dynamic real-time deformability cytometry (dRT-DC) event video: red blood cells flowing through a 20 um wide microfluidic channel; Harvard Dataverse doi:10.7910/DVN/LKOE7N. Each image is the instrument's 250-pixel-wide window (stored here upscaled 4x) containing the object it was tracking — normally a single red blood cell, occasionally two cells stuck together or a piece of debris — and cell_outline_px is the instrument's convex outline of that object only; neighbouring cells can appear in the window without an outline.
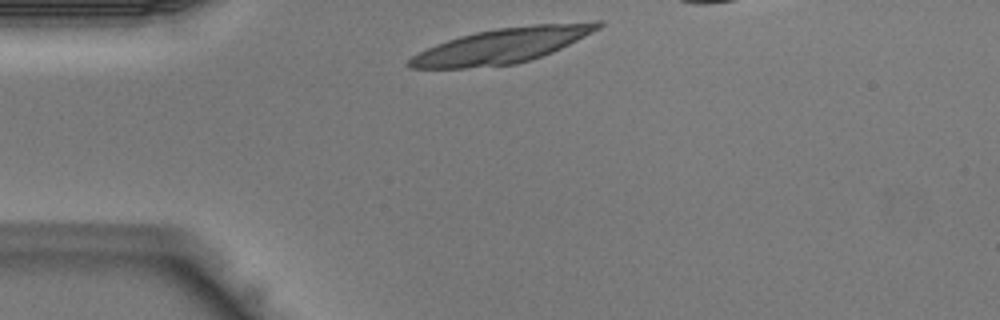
{"species": "Egyptian fruit bat (a non-hibernating species)", "species_latin": "Rousettus aegyptiacus", "temperature_condition": "warm", "stored_images_in_passage": 26, "camera_frame_rate_fps": 3000, "um_per_image_px": 0.085, "animal": {"sex": "male"}, "frame": {"image": 1, "passage_image": 1, "time_ms": 0.0, "image_size_px": [1000, 320], "cell_outline_px": [[604, 24], [600, 28], [552, 52], [516, 64], [464, 68], [408, 68], [404, 64], [412, 56], [436, 44], [460, 36], [476, 32], [500, 28], [536, 24], [596, 20], [604, 20]], "centroid_in_image_um": [42.69, 3.87], "position_along_channel_um": 42.3, "area_um2": 38.26}}
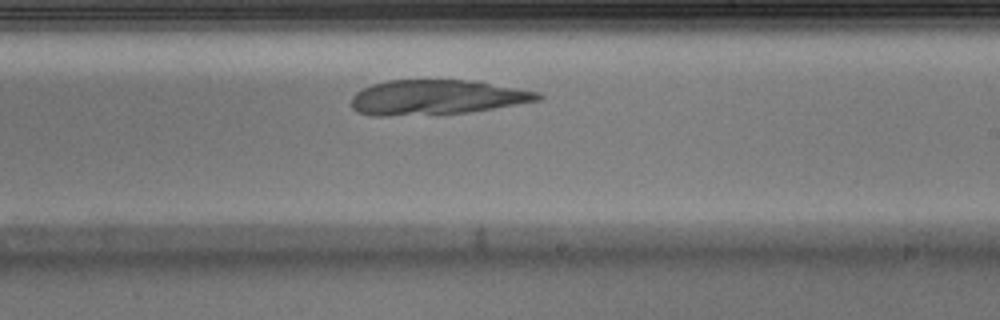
{"frame": {"image": 2, "passage_image": 16, "time_ms": 5.0, "image_size_px": [1000, 320], "cell_outline_px": [[544, 96], [540, 100], [468, 112], [436, 116], [372, 116], [356, 112], [352, 108], [352, 96], [356, 92], [372, 84], [388, 80], [476, 80], [540, 92]], "centroid_in_image_um": [37.1, 8.29], "position_along_channel_um": 251.9, "area_um2": 38.61}}